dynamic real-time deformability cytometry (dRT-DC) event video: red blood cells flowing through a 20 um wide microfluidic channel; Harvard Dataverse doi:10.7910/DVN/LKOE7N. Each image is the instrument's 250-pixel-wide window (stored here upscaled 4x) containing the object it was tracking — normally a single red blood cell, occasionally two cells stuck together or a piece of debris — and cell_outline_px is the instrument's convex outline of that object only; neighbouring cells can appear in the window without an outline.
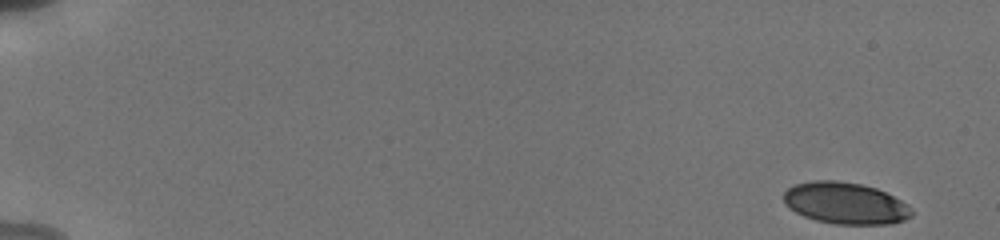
{"species": "human", "species_latin": "Homo sapiens", "temperature_condition": "cold", "stored_images_in_passage": 28, "camera_frame_rate_fps": 3000, "um_per_image_px": 0.085, "donor": {"sex": "male"}, "frame": {"image": 1, "passage_image": 1, "time_ms": 0.0, "image_size_px": [1000, 240], "cell_outline_px": [[912, 216], [904, 220], [888, 224], [836, 224], [816, 220], [804, 216], [796, 212], [784, 204], [784, 192], [788, 188], [796, 184], [812, 180], [836, 180], [860, 184], [876, 188], [908, 204], [912, 208]], "centroid_in_image_um": [71.85, 17.27], "position_along_channel_um": 13.1, "area_um2": 30.98}}
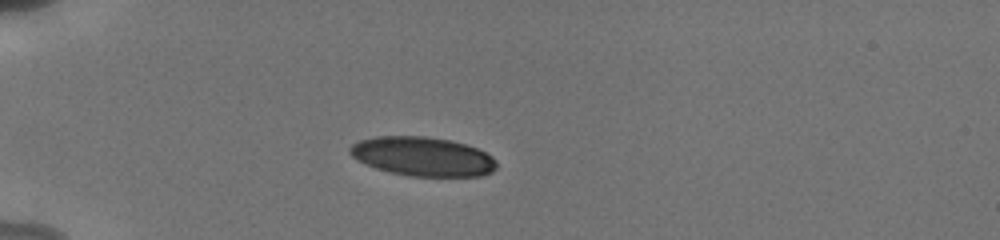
{"frame": {"image": 2, "passage_image": 23, "time_ms": 4.667, "image_size_px": [1000, 240], "cell_outline_px": [[496, 168], [492, 172], [480, 176], [408, 176], [376, 168], [364, 164], [356, 160], [348, 152], [348, 148], [352, 144], [360, 140], [376, 136], [424, 136], [452, 140], [476, 148], [492, 156], [496, 160]], "centroid_in_image_um": [35.9, 13.3], "position_along_channel_um": 49.1, "area_um2": 33.52}}
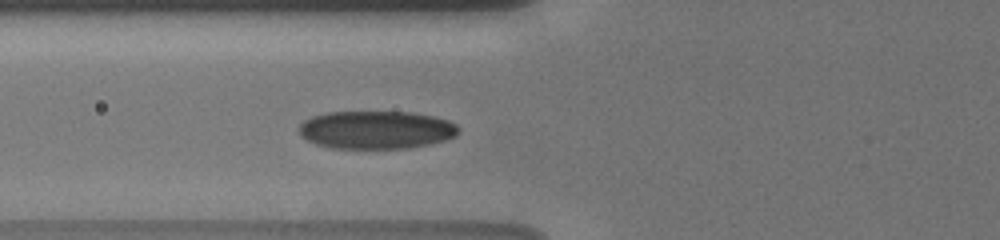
{"frame": {"image": 3, "passage_image": 28, "time_ms": 6.667, "image_size_px": [1000, 240], "cell_outline_px": [[460, 132], [456, 136], [444, 140], [428, 144], [408, 148], [332, 148], [316, 144], [300, 136], [300, 124], [304, 120], [312, 116], [328, 112], [412, 112], [432, 116], [448, 120], [456, 124], [460, 128]], "centroid_in_image_um": [31.99, 11.03], "position_along_channel_um": 93.8, "area_um2": 35.37}}